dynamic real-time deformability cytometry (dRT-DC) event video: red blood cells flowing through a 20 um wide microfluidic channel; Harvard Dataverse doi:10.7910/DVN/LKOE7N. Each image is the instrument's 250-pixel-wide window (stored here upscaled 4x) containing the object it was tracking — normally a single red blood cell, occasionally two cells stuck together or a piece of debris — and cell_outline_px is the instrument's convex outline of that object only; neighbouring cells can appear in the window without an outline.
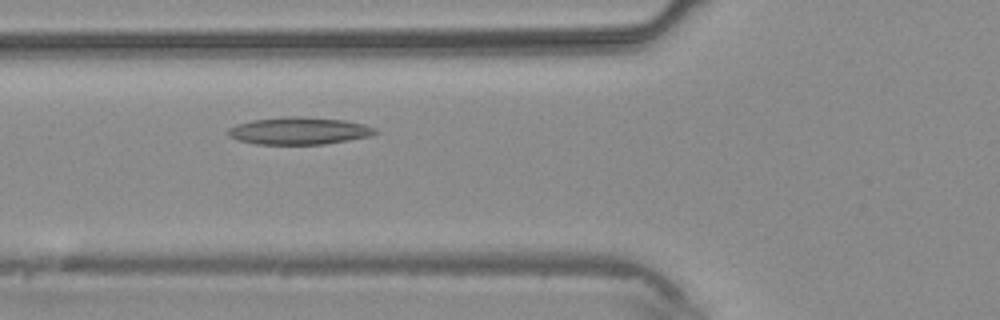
{"species": "common noctule bat (a hibernating species)", "species_latin": "Nyctalus noctula", "temperature_condition": "warm", "stored_images_in_passage": 4, "camera_frame_rate_fps": 3000, "um_per_image_px": 0.085, "animal": {"sex": "male", "body_mass_g": 20.4}, "frame": {"image": 1, "passage_image": 4, "time_ms": 3.667, "image_size_px": [1000, 320], "cell_outline_px": [[380, 132], [372, 136], [324, 144], [256, 144], [236, 140], [228, 136], [228, 128], [236, 124], [252, 120], [288, 116], [296, 116], [344, 120], [364, 124], [376, 128]], "centroid_in_image_um": [25.43, 11.12], "position_along_channel_um": 100.4, "area_um2": 23.52}}